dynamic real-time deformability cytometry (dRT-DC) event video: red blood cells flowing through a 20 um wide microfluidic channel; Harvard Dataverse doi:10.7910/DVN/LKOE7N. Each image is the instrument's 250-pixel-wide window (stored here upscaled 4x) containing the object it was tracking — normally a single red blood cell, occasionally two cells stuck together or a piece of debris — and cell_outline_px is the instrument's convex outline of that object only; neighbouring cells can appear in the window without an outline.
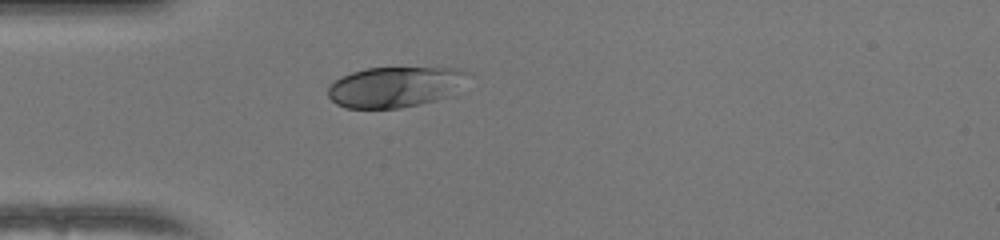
{"species": "human", "species_latin": "Homo sapiens", "temperature_condition": "warm", "stored_images_in_passage": 37, "camera_frame_rate_fps": 3000, "um_per_image_px": 0.085, "donor": {"sex": "female"}, "frame": {"image": 1, "passage_image": 1, "time_ms": 0.0, "image_size_px": [1000, 240], "cell_outline_px": [[472, 76], [456, 96], [400, 108], [344, 108], [336, 104], [328, 96], [328, 88], [336, 80], [352, 72], [368, 68], [460, 68], [472, 72]], "centroid_in_image_um": [33.74, 7.39], "position_along_channel_um": 51.3, "area_um2": 33.81}}
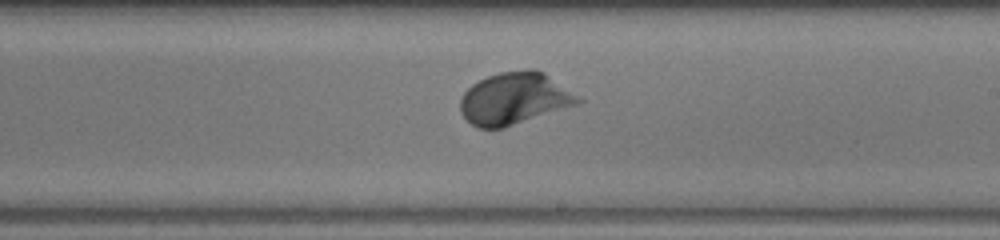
{"frame": {"image": 2, "passage_image": 16, "time_ms": 5.0, "image_size_px": [1000, 240], "cell_outline_px": [[584, 100], [576, 104], [504, 128], [476, 128], [460, 112], [460, 100], [464, 92], [472, 84], [488, 76], [500, 72], [528, 68], [532, 68], [544, 72]], "centroid_in_image_um": [43.7, 8.36], "position_along_channel_um": 245.3, "area_um2": 35.43}}
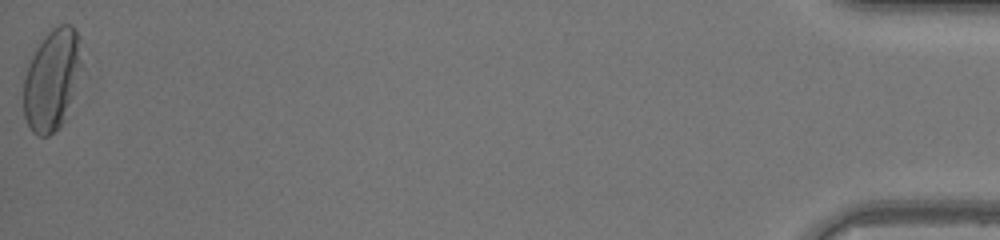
{"frame": {"image": 3, "passage_image": 37, "time_ms": 12.0, "image_size_px": [1000, 240], "cell_outline_px": [[80, 68], [72, 96], [64, 120], [48, 136], [36, 136], [32, 132], [24, 116], [24, 76], [28, 64], [36, 48], [44, 36], [52, 28], [60, 24], [72, 24], [76, 28], [80, 60]], "centroid_in_image_um": [4.37, 6.76], "position_along_channel_um": 430.8, "area_um2": 33.47}, "authors_computed_cell_mechanics": {"area_um2": 33.1194, "velocity_mm_per_s": 4.0962, "shape_relaxation_time_tau1_ms": 2.2096, "shape_relaxation_time_tau2_ms": null, "deformation_change_tau1": 0.1578, "deformation_change_tau2": null}}